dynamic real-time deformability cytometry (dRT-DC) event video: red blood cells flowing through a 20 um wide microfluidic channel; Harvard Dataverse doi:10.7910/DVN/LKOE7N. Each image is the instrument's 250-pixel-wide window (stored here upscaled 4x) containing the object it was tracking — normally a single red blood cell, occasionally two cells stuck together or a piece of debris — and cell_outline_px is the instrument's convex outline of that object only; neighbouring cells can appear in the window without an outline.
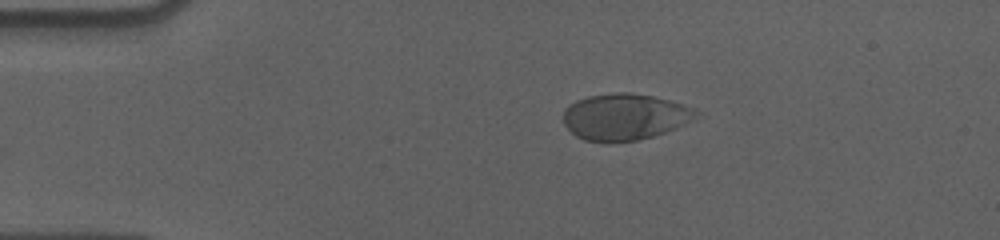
{"species": "human", "species_latin": "Homo sapiens", "temperature_condition": "cold", "stored_images_in_passage": 47, "camera_frame_rate_fps": 3000, "um_per_image_px": 0.085, "donor": {"sex": "male"}, "frame": {"image": 1, "passage_image": 1, "time_ms": 0.0, "image_size_px": [1000, 240], "cell_outline_px": [[704, 116], [676, 128], [652, 136], [636, 140], [584, 140], [576, 136], [564, 124], [564, 108], [568, 104], [576, 100], [588, 96], [620, 92], [628, 92], [652, 96], [684, 104], [700, 112]], "centroid_in_image_um": [53.15, 9.9], "position_along_channel_um": 31.8, "area_um2": 35.66}}
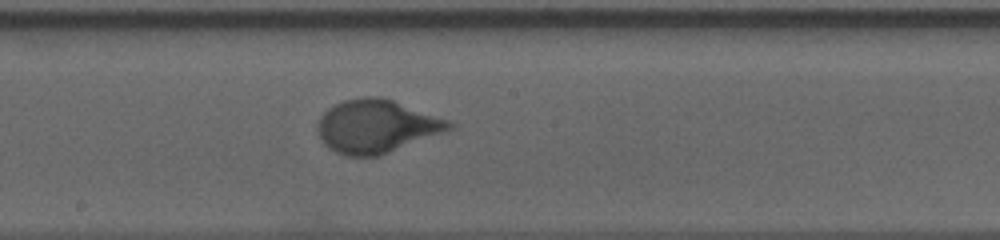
{"frame": {"image": 2, "passage_image": 21, "time_ms": 6.667, "image_size_px": [1000, 240], "cell_outline_px": [[456, 128], [380, 156], [348, 156], [336, 152], [328, 148], [320, 140], [316, 128], [320, 116], [328, 108], [344, 100], [364, 96], [380, 96], [392, 100], [448, 120], [456, 124]], "centroid_in_image_um": [31.99, 10.75], "position_along_channel_um": 216.2, "area_um2": 40.92}}
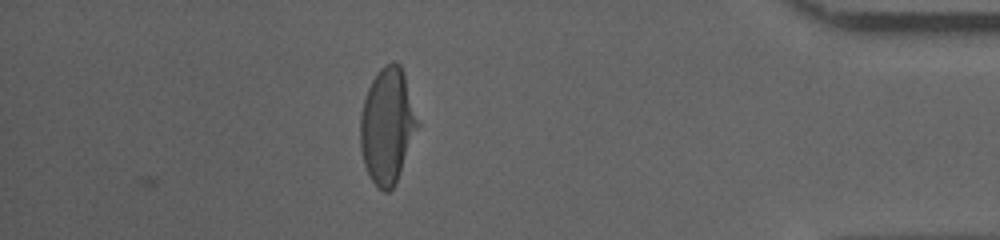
{"frame": {"image": 3, "passage_image": 40, "time_ms": 13.0, "image_size_px": [1000, 240], "cell_outline_px": [[420, 124], [396, 184], [388, 192], [384, 192], [372, 180], [364, 164], [360, 148], [360, 116], [364, 100], [368, 88], [376, 72], [384, 64], [392, 60], [400, 64], [404, 72]], "centroid_in_image_um": [32.94, 10.66], "position_along_channel_um": 402.3, "area_um2": 38.84}, "authors_computed_cell_mechanics": {"area_um2": 38.8994, "velocity_mm_per_s": 3.5567, "shape_relaxation_time_tau1_ms": 4.0952, "shape_relaxation_time_tau2_ms": null, "deformation_change_tau1": 0.1713, "deformation_change_tau2": null}}